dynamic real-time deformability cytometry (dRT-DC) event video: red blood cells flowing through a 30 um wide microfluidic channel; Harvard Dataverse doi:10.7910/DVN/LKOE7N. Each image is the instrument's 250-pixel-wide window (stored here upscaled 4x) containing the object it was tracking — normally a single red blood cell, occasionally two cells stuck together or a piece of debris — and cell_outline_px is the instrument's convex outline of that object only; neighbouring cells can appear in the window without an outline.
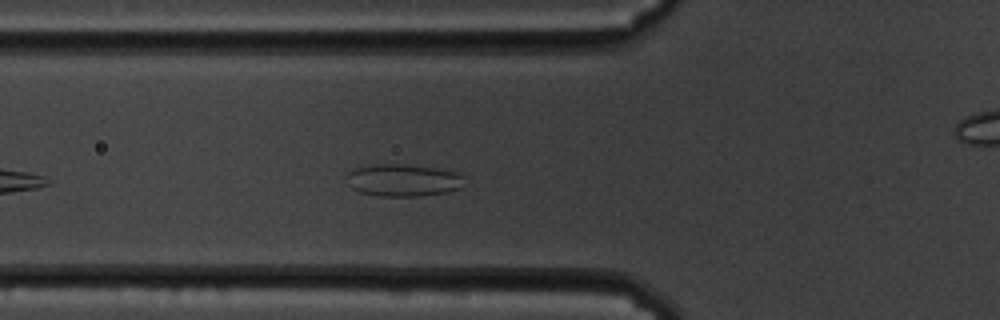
{"species": "common noctule bat (a hibernating species)", "species_latin": "Nyctalus noctula", "temperature_condition": "cold", "stored_images_in_passage": 46, "camera_frame_rate_fps": 3000, "um_per_image_px": 0.085, "animal": {"sex": "male", "body_mass_g": 19.5, "forearm_length_mm": 54.6}, "frame": {"image": 1, "passage_image": 7, "time_ms": 2.0, "image_size_px": [1000, 320], "cell_outline_px": [[464, 176], [460, 188], [448, 192], [420, 196], [380, 196], [360, 192], [352, 188], [348, 184], [348, 172], [356, 168], [376, 164], [404, 164], [464, 172]], "centroid_in_image_um": [34.32, 15.31], "position_along_channel_um": 91.5, "area_um2": 22.2}}
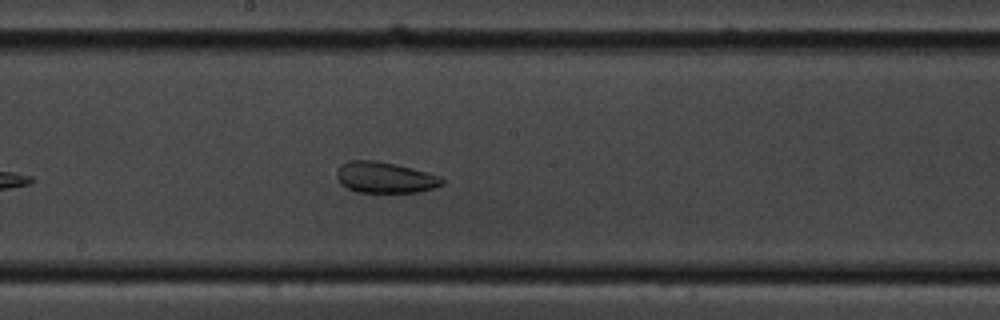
{"frame": {"image": 2, "passage_image": 18, "time_ms": 5.667, "image_size_px": [1000, 320], "cell_outline_px": [[444, 184], [420, 192], [356, 192], [340, 184], [336, 176], [336, 172], [340, 164], [348, 160], [376, 160], [396, 164], [412, 168], [440, 176], [444, 180]], "centroid_in_image_um": [32.69, 15.08], "position_along_channel_um": 215.5, "area_um2": 19.19}}
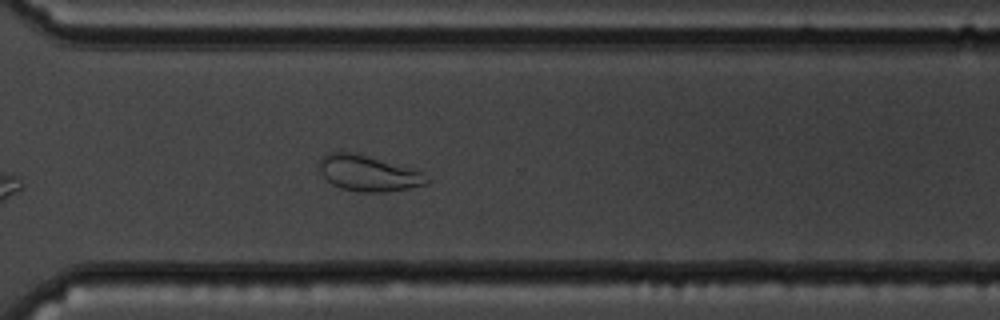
{"frame": {"image": 3, "passage_image": 29, "time_ms": 9.333, "image_size_px": [1000, 320], "cell_outline_px": [[428, 184], [388, 192], [360, 192], [340, 188], [332, 184], [320, 172], [316, 164], [320, 156], [328, 152], [356, 152], [412, 168], [420, 172], [428, 180]], "centroid_in_image_um": [31.23, 14.71], "position_along_channel_um": 339.4, "area_um2": 22.66}}